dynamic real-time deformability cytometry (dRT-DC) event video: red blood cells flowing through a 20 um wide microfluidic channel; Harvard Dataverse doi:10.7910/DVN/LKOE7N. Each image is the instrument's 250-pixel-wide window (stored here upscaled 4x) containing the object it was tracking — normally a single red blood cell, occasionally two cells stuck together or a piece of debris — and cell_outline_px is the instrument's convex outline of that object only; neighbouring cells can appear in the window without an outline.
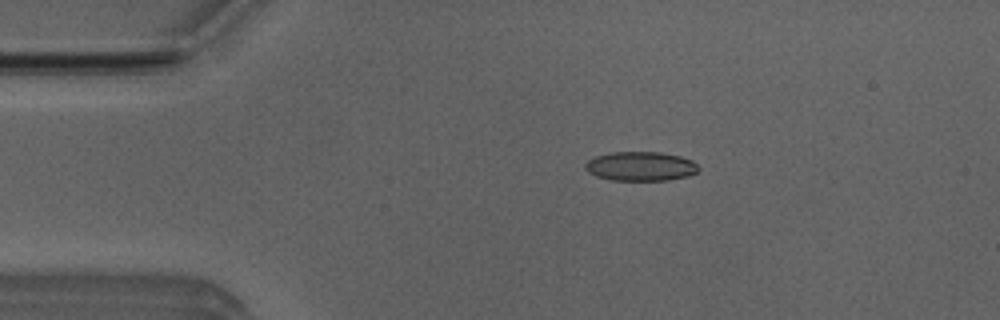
{"species": "Egyptian fruit bat (a non-hibernating species)", "species_latin": "Rousettus aegyptiacus", "temperature_condition": "room temperature", "stored_images_in_passage": 5, "camera_frame_rate_fps": 3000, "um_per_image_px": 0.085, "animal": {"sex": "male"}, "frame": {"image": 1, "passage_image": 2, "time_ms": 0.333, "image_size_px": [1000, 320], "cell_outline_px": [[700, 168], [696, 172], [688, 176], [668, 180], [612, 180], [596, 176], [588, 172], [584, 168], [584, 164], [588, 160], [596, 156], [612, 152], [660, 152], [680, 156], [692, 160]], "centroid_in_image_um": [54.44, 14.13], "position_along_channel_um": 30.6, "area_um2": 19.31}}